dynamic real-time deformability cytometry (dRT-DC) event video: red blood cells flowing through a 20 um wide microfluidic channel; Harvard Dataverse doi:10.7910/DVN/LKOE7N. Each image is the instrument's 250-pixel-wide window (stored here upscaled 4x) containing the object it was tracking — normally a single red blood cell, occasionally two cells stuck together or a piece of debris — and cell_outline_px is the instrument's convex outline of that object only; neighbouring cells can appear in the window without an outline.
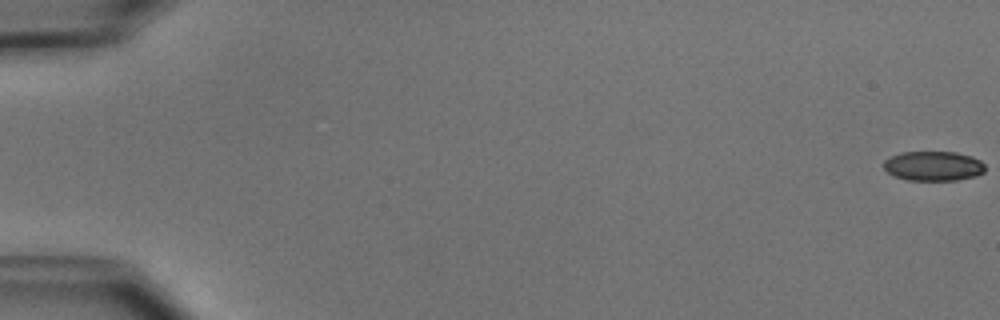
{"species": "common noctule bat (a hibernating species)", "species_latin": "Nyctalus noctula", "temperature_condition": "cold", "stored_images_in_passage": 6, "segment_of_instrument_passage": [2, 2], "camera_frame_rate_fps": 3000, "um_per_image_px": 0.085, "animal": {"sex": "male", "body_mass_g": 15.6}, "frame": {"image": 1, "passage_image": 6, "time_ms": 6.667, "image_size_px": [1000, 320], "cell_outline_px": [[984, 172], [976, 176], [956, 180], [908, 180], [896, 176], [888, 172], [884, 168], [884, 160], [900, 152], [956, 152], [972, 156], [980, 160], [984, 164]], "centroid_in_image_um": [79.35, 14.1], "position_along_channel_um": 5.6, "area_um2": 17.46}}